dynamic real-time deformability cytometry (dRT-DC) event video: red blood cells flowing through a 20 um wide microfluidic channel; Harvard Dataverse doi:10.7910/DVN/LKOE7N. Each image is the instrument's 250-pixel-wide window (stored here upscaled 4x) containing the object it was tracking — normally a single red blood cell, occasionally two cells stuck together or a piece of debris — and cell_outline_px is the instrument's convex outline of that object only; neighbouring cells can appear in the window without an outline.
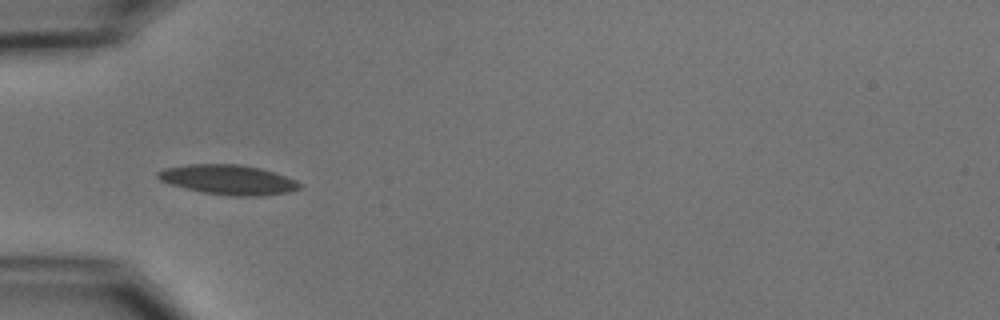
{"species": "common noctule bat (a hibernating species)", "species_latin": "Nyctalus noctula", "temperature_condition": "cold", "stored_images_in_passage": 10, "camera_frame_rate_fps": 3000, "um_per_image_px": 0.085, "animal": {"sex": "male", "body_mass_g": 15.6}, "frame": {"image": 1, "passage_image": 5, "time_ms": 4.667, "image_size_px": [1000, 320], "cell_outline_px": [[300, 188], [288, 192], [260, 196], [232, 196], [204, 192], [172, 184], [160, 180], [156, 176], [156, 172], [164, 168], [188, 164], [240, 164], [260, 168], [276, 172], [296, 180], [300, 184]], "centroid_in_image_um": [19.42, 15.26], "position_along_channel_um": 65.6, "area_um2": 24.45}}
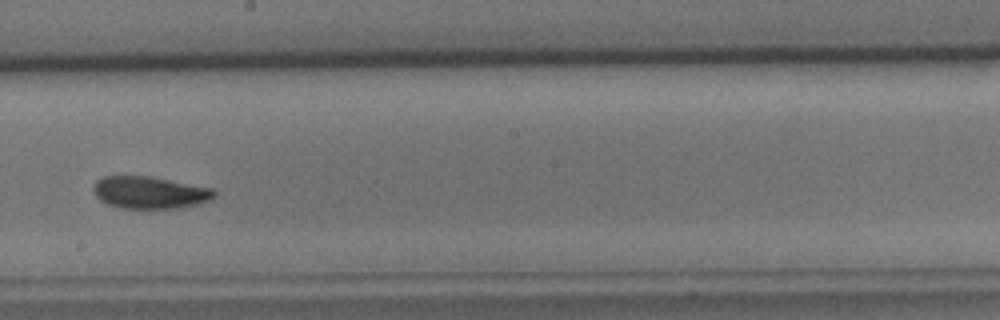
{"frame": {"image": 2, "passage_image": 9, "time_ms": 9.333, "image_size_px": [1000, 320], "cell_outline_px": [[216, 196], [208, 200], [196, 204], [180, 208], [120, 208], [108, 204], [100, 200], [96, 196], [92, 188], [96, 180], [104, 176], [148, 176], [212, 188], [216, 192]], "centroid_in_image_um": [12.7, 16.36], "position_along_channel_um": 235.5, "area_um2": 22.54}}